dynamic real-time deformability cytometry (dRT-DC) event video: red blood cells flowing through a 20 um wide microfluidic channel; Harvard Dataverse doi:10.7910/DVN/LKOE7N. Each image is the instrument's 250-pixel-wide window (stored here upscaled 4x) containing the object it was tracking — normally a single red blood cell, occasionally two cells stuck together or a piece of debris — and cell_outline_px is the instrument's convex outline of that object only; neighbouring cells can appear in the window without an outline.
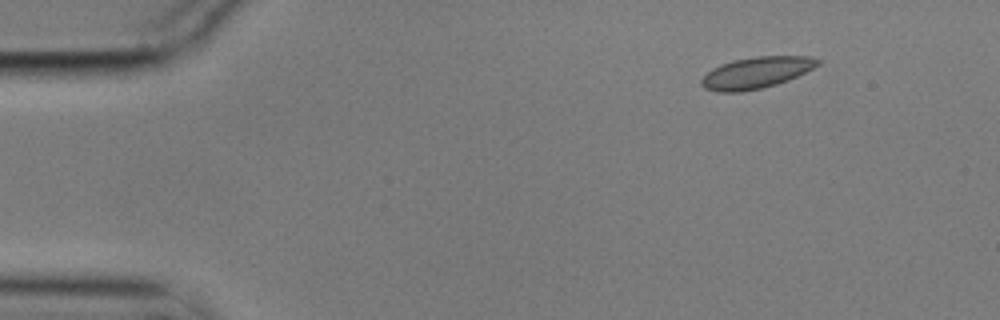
{"species": "common noctule bat (a hibernating species)", "species_latin": "Nyctalus noctula", "temperature_condition": "cold", "stored_images_in_passage": 5, "segment_of_instrument_passage": [1, 2], "camera_frame_rate_fps": 3000, "um_per_image_px": 0.085, "animal": {"sex": "male", "body_mass_g": 17.9}, "frame": {"image": 1, "passage_image": 1, "time_ms": 0.0, "image_size_px": [1000, 320], "cell_outline_px": [[820, 64], [788, 80], [776, 84], [760, 88], [740, 92], [716, 92], [704, 88], [700, 84], [700, 80], [712, 68], [720, 64], [732, 60], [756, 56], [812, 56], [820, 60]], "centroid_in_image_um": [64.25, 6.17], "position_along_channel_um": 20.8, "area_um2": 21.27}}
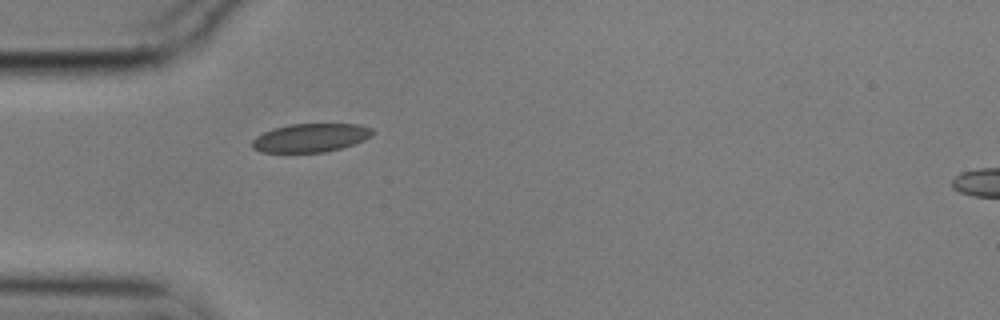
{"frame": {"image": 2, "passage_image": 4, "time_ms": 1.0, "image_size_px": [1000, 320], "cell_outline_px": [[376, 132], [372, 136], [364, 140], [340, 148], [324, 152], [260, 152], [252, 148], [252, 140], [256, 136], [272, 128], [288, 124], [360, 124], [372, 128]], "centroid_in_image_um": [26.4, 11.7], "position_along_channel_um": 58.6, "area_um2": 20.11}}